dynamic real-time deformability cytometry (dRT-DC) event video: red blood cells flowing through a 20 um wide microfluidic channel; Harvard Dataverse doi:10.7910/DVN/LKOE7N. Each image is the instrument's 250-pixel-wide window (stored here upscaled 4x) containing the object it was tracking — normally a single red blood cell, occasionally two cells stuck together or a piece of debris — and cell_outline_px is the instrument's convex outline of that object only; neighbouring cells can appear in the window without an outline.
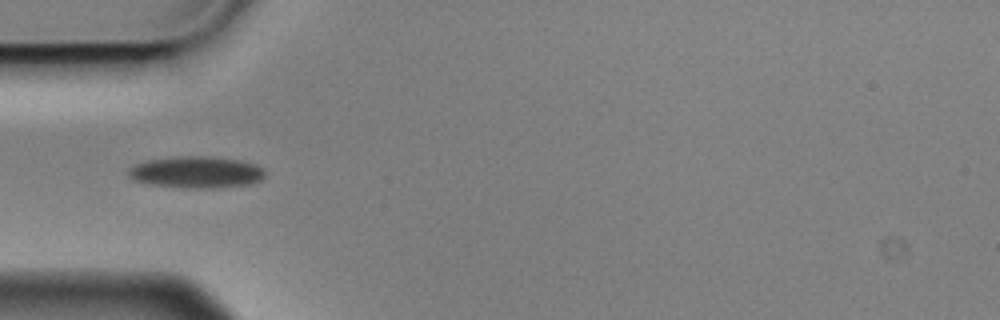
{"species": "Egyptian fruit bat (a non-hibernating species)", "species_latin": "Rousettus aegyptiacus", "temperature_condition": "cold", "stored_images_in_passage": 4, "camera_frame_rate_fps": 3000, "um_per_image_px": 0.085, "animal": {"sex": "male"}, "frame": {"image": 1, "passage_image": 1, "time_ms": 0.0, "image_size_px": [1000, 320], "cell_outline_px": [[264, 176], [260, 180], [252, 184], [216, 188], [192, 188], [148, 184], [132, 180], [128, 176], [128, 168], [136, 164], [148, 160], [176, 156], [212, 156], [240, 160], [256, 164], [264, 172]], "centroid_in_image_um": [16.67, 14.63], "position_along_channel_um": 68.3, "area_um2": 25.37}}
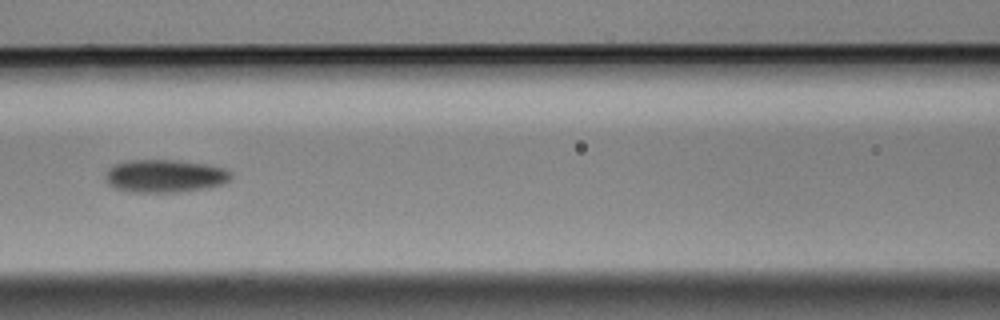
{"frame": {"image": 2, "passage_image": 3, "time_ms": 0.667, "image_size_px": [1000, 320], "cell_outline_px": [[232, 176], [224, 184], [208, 188], [180, 192], [132, 192], [116, 188], [108, 184], [108, 168], [116, 164], [132, 160], [176, 160], [208, 164], [228, 168], [232, 172]], "centroid_in_image_um": [14.12, 14.96], "position_along_channel_um": 152.5, "area_um2": 24.1}}
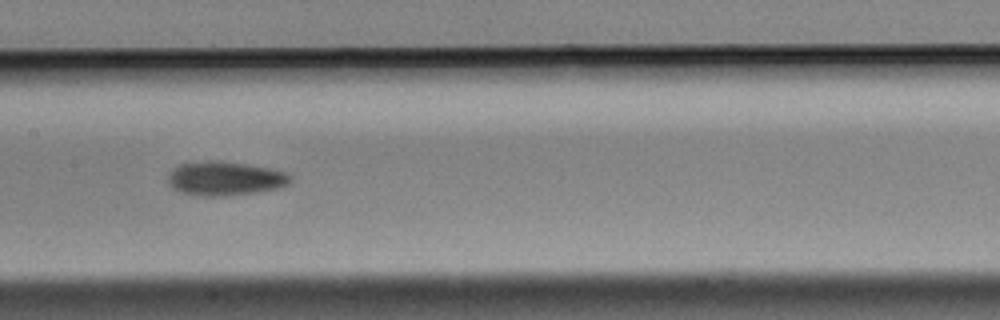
{"frame": {"image": 3, "passage_image": 4, "time_ms": 1.0, "image_size_px": [1000, 320], "cell_outline_px": [[292, 180], [288, 184], [280, 188], [256, 192], [224, 196], [196, 196], [180, 192], [172, 188], [168, 184], [168, 172], [172, 168], [180, 164], [208, 160], [212, 160], [248, 164], [288, 172], [292, 176]], "centroid_in_image_um": [19.11, 15.17], "position_along_channel_um": 188.3, "area_um2": 24.62}}